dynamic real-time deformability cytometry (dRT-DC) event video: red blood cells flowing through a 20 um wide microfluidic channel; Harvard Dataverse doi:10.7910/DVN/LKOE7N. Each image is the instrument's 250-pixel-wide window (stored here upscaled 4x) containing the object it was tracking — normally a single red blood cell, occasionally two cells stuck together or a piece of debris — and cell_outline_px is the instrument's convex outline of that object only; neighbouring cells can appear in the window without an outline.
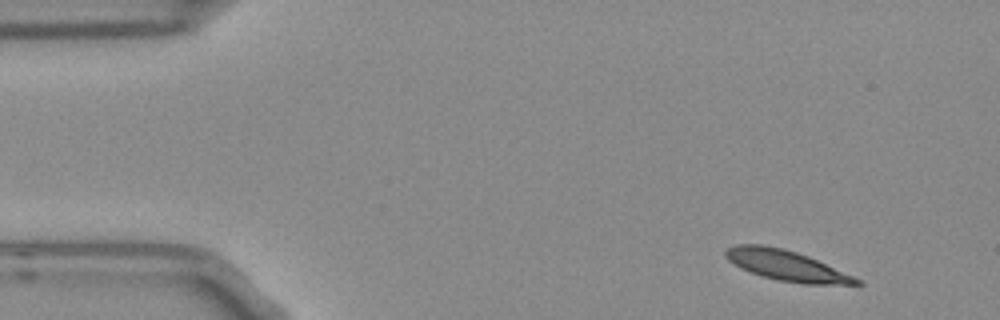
{"species": "Egyptian fruit bat (a non-hibernating species)", "species_latin": "Rousettus aegyptiacus", "temperature_condition": "room temperature", "stored_images_in_passage": 50, "camera_frame_rate_fps": 3000, "um_per_image_px": 0.085, "frame": {"image": 1, "passage_image": 1, "time_ms": 0.0, "image_size_px": [1000, 320], "cell_outline_px": [[864, 284], [804, 284], [776, 280], [760, 276], [740, 268], [728, 260], [724, 256], [724, 252], [728, 248], [736, 244], [764, 244], [784, 248], [808, 256], [852, 276], [860, 280]], "centroid_in_image_um": [66.77, 22.56], "position_along_channel_um": 18.2, "area_um2": 23.12}}
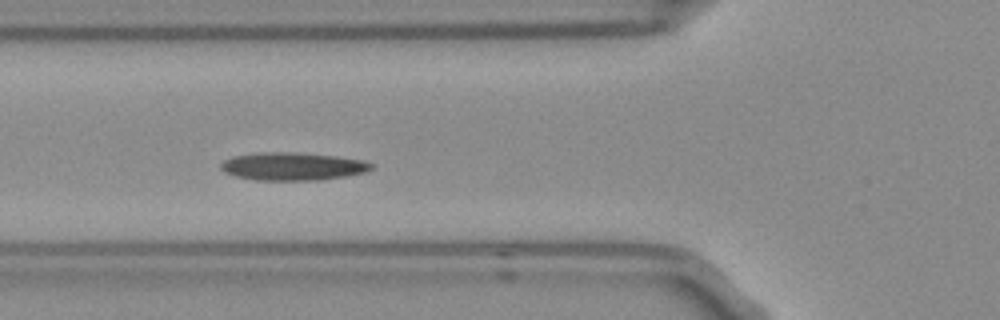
{"frame": {"image": 2, "passage_image": 15, "time_ms": 4.667, "image_size_px": [1000, 320], "cell_outline_px": [[372, 168], [368, 172], [348, 176], [320, 180], [256, 180], [236, 176], [224, 172], [220, 168], [220, 164], [224, 160], [232, 156], [260, 152], [296, 152], [336, 156], [364, 160], [372, 164]], "centroid_in_image_um": [24.89, 14.14], "position_along_channel_um": 100.9, "area_um2": 24.68}}
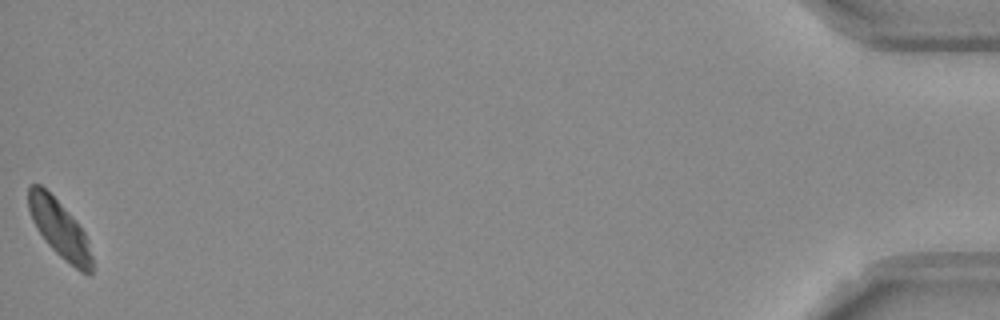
{"frame": {"image": 3, "passage_image": 50, "time_ms": 16.333, "image_size_px": [1000, 320], "cell_outline_px": [[92, 272], [88, 276], [80, 272], [64, 260], [48, 244], [36, 228], [32, 220], [28, 208], [28, 184], [40, 184], [76, 220], [84, 232], [88, 240], [92, 256]], "centroid_in_image_um": [5.07, 19.48], "position_along_channel_um": 430.1, "area_um2": 21.21}, "authors_computed_cell_mechanics": {"area_um2": 23.0333, "velocity_mm_per_s": 3.6949, "shape_relaxation_time_tau1_ms": null, "shape_relaxation_time_tau2_ms": 10.8747, "deformation_change_tau1": null, "deformation_change_tau2": 0.1538}}